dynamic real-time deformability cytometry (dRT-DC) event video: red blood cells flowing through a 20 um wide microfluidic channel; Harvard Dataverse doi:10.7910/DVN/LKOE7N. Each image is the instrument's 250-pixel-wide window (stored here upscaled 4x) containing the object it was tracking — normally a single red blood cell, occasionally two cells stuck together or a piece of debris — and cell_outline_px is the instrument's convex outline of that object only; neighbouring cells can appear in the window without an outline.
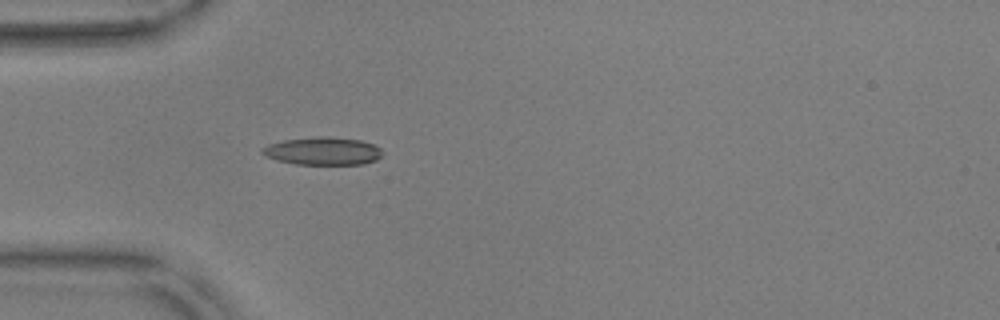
{"species": "common noctule bat (a hibernating species)", "species_latin": "Nyctalus noctula", "temperature_condition": "warm", "stored_images_in_passage": 29, "camera_frame_rate_fps": 3000, "um_per_image_px": 0.085, "animal": {"sex": "male", "body_mass_g": 17.9, "forearm_length_mm": 54.2}, "frame": {"image": 1, "passage_image": 6, "time_ms": 1.667, "image_size_px": [1000, 320], "cell_outline_px": [[384, 152], [376, 160], [364, 164], [296, 164], [276, 160], [264, 156], [260, 152], [260, 148], [268, 144], [284, 140], [316, 136], [328, 136], [360, 140], [372, 144], [380, 148]], "centroid_in_image_um": [27.4, 12.83], "position_along_channel_um": 57.6, "area_um2": 19.65}}
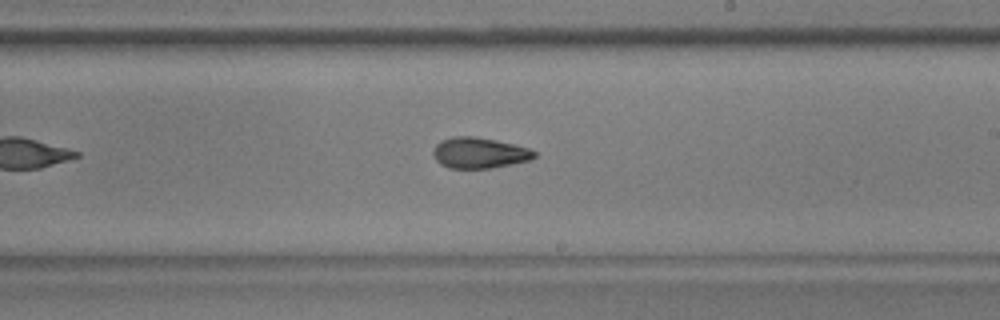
{"frame": {"image": 2, "passage_image": 22, "time_ms": 7.0, "image_size_px": [1000, 320], "cell_outline_px": [[536, 156], [532, 160], [492, 168], [448, 168], [440, 164], [436, 160], [432, 152], [436, 144], [440, 140], [452, 136], [472, 136], [496, 140], [528, 148], [536, 152]], "centroid_in_image_um": [40.73, 13.0], "position_along_channel_um": 248.3, "area_um2": 18.26}}
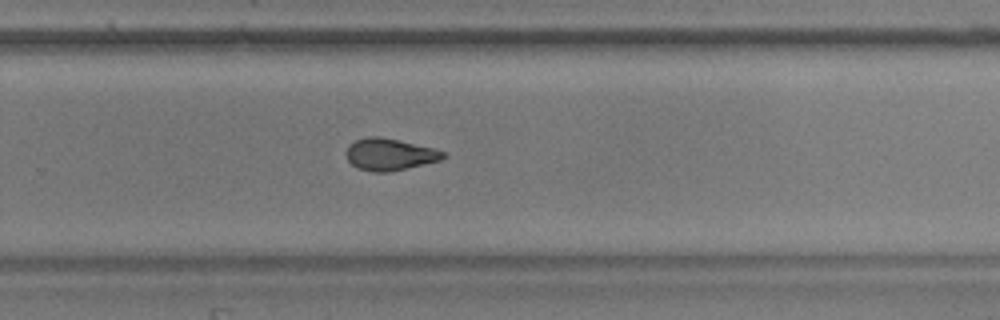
{"frame": {"image": 3, "passage_image": 26, "time_ms": 8.333, "image_size_px": [1000, 320], "cell_outline_px": [[448, 156], [440, 160], [388, 172], [372, 172], [356, 168], [348, 160], [344, 152], [348, 144], [356, 140], [368, 136], [380, 136], [432, 148], [448, 152]], "centroid_in_image_um": [33.09, 13.12], "position_along_channel_um": 296.7, "area_um2": 18.09}}